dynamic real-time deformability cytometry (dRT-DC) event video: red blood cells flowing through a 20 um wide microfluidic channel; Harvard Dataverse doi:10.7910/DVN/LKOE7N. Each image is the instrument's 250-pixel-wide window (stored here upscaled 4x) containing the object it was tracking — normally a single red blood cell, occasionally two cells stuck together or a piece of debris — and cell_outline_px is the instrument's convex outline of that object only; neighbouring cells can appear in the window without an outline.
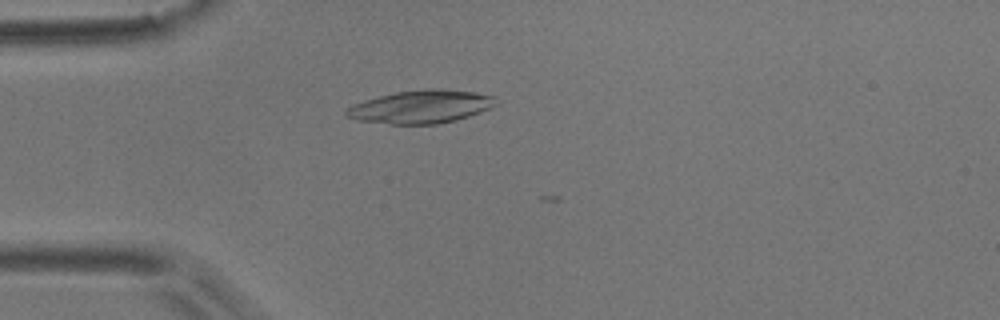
{"species": "common noctule bat (a hibernating species)", "species_latin": "Nyctalus noctula", "temperature_condition": "room temperature", "stored_images_in_passage": 3, "camera_frame_rate_fps": 3000, "um_per_image_px": 0.085, "animal": {"sex": "male", "body_mass_g": 17.9}, "frame": {"image": 1, "passage_image": 2, "time_ms": 0.333, "image_size_px": [1000, 320], "cell_outline_px": [[496, 104], [480, 112], [456, 120], [436, 124], [388, 124], [356, 120], [344, 116], [344, 112], [352, 104], [364, 100], [396, 92], [428, 88], [440, 88], [476, 92], [496, 96]], "centroid_in_image_um": [35.76, 9.07], "position_along_channel_um": 49.2, "area_um2": 28.96}}